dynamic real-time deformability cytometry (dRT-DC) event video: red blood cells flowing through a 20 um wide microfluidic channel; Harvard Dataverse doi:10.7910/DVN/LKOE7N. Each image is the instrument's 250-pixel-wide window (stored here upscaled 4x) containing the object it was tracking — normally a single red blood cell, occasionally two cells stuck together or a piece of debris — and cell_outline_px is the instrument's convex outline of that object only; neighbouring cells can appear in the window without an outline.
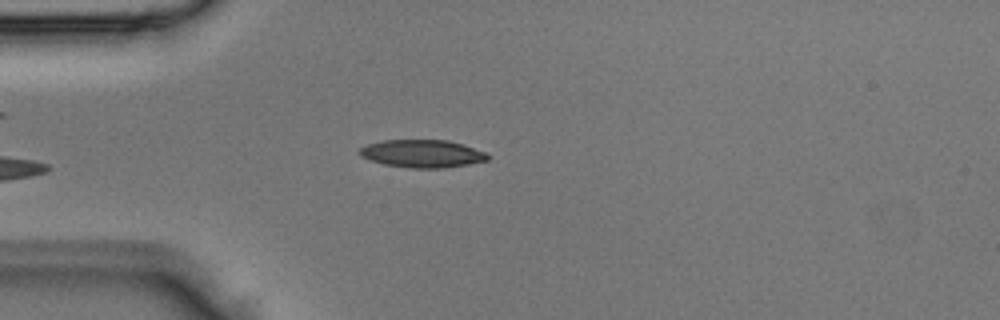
{"species": "Egyptian fruit bat (a non-hibernating species)", "species_latin": "Rousettus aegyptiacus", "temperature_condition": "room temperature", "stored_images_in_passage": 4, "camera_frame_rate_fps": 3000, "um_per_image_px": 0.085, "animal": {"sex": "male"}, "frame": {"image": 1, "passage_image": 4, "time_ms": 1.0, "image_size_px": [1000, 320], "cell_outline_px": [[488, 160], [468, 164], [440, 168], [412, 168], [384, 164], [360, 156], [360, 148], [368, 144], [380, 140], [448, 140], [488, 152]], "centroid_in_image_um": [35.91, 13.05], "position_along_channel_um": 49.1, "area_um2": 20.58}}